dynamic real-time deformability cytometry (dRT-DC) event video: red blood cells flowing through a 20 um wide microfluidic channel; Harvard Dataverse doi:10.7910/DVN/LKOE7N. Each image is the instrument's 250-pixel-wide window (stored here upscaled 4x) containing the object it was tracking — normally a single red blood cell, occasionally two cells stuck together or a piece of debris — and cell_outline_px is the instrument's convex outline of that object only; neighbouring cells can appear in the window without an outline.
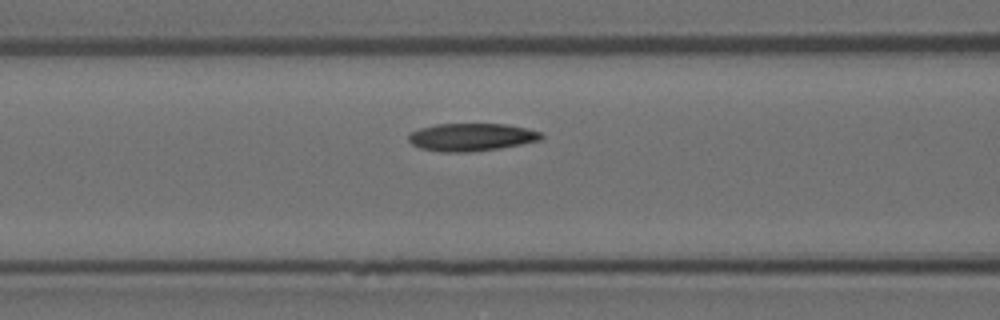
{"species": "Egyptian fruit bat (a non-hibernating species)", "species_latin": "Rousettus aegyptiacus", "temperature_condition": "room temperature", "stored_images_in_passage": 5, "camera_frame_rate_fps": 3000, "um_per_image_px": 0.085, "animal": {"sex": "female"}, "frame": {"image": 1, "passage_image": 5, "time_ms": 1.333, "image_size_px": [1000, 320], "cell_outline_px": [[544, 136], [540, 140], [500, 148], [468, 152], [440, 152], [420, 148], [412, 144], [408, 140], [408, 136], [412, 132], [420, 128], [436, 124], [504, 124], [524, 128], [540, 132]], "centroid_in_image_um": [40.03, 11.66], "position_along_channel_um": 126.6, "area_um2": 21.27}}